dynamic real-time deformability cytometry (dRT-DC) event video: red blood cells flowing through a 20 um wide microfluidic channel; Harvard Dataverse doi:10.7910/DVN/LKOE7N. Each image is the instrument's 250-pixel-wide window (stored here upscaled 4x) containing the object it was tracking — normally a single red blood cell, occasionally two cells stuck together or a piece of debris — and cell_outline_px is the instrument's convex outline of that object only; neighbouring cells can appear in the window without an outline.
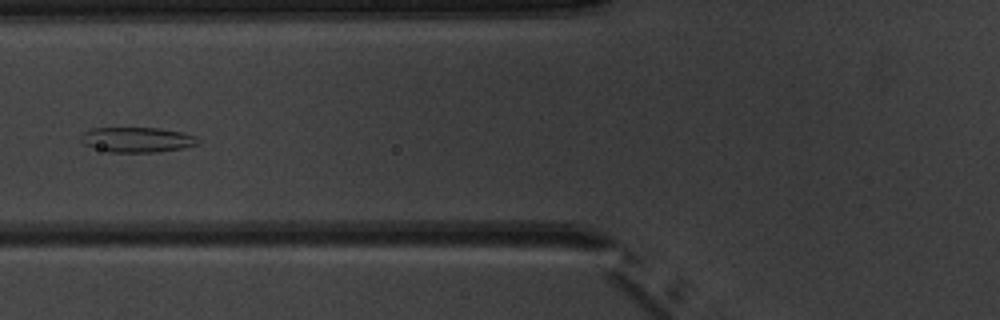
{"species": "common noctule bat (a hibernating species)", "species_latin": "Nyctalus noctula", "temperature_condition": "warm", "stored_images_in_passage": 2, "camera_frame_rate_fps": 3000, "um_per_image_px": 0.085, "animal": {"sex": "male", "body_mass_g": 20.1, "forearm_length_mm": 53.5}, "frame": {"image": 1, "passage_image": 2, "time_ms": 1.0, "image_size_px": [1000, 320], "cell_outline_px": [[200, 144], [184, 148], [160, 152], [108, 152], [92, 148], [84, 144], [80, 140], [80, 136], [84, 132], [92, 128], [160, 128], [180, 132], [196, 136], [200, 140]], "centroid_in_image_um": [11.66, 11.88], "position_along_channel_um": 114.1, "area_um2": 17.34}}